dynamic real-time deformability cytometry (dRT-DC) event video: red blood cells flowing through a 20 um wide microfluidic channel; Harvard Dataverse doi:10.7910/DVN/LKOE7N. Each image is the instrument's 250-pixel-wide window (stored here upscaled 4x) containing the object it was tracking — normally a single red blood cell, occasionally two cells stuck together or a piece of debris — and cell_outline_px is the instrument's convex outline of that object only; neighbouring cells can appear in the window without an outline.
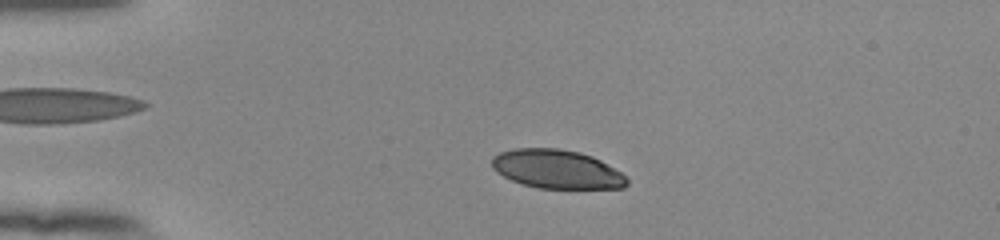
{"species": "human", "species_latin": "Homo sapiens", "temperature_condition": "room temperature", "stored_images_in_passage": 49, "camera_frame_rate_fps": 3000, "um_per_image_px": 0.085, "donor": {"sex": "female"}, "frame": {"image": 1, "passage_image": 8, "time_ms": 2.333, "image_size_px": [1000, 240], "cell_outline_px": [[628, 184], [624, 188], [540, 188], [524, 184], [512, 180], [496, 172], [492, 168], [492, 156], [500, 152], [512, 148], [556, 148], [580, 152], [592, 156], [600, 160], [620, 172], [628, 180]], "centroid_in_image_um": [47.31, 14.37], "position_along_channel_um": 37.7, "area_um2": 30.4}}
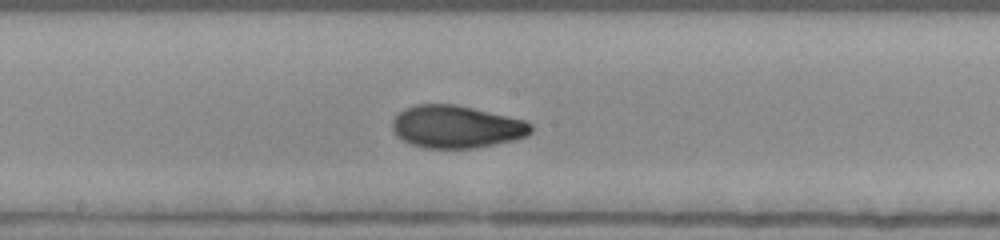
{"frame": {"image": 2, "passage_image": 25, "time_ms": 8.0, "image_size_px": [1000, 240], "cell_outline_px": [[532, 132], [528, 136], [516, 140], [476, 148], [424, 148], [412, 144], [396, 136], [392, 128], [392, 120], [404, 108], [416, 104], [456, 104], [508, 116], [524, 120], [532, 124]], "centroid_in_image_um": [38.81, 10.78], "position_along_channel_um": 209.4, "area_um2": 34.56}}
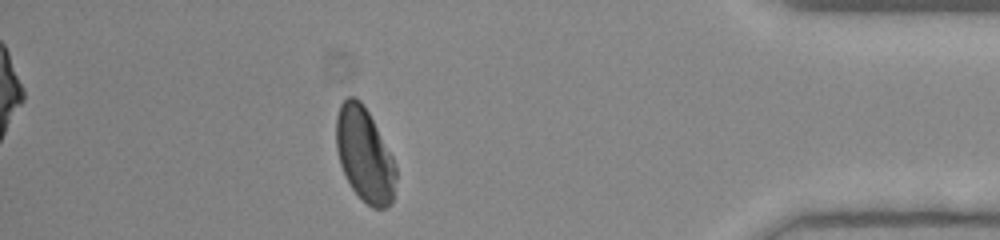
{"frame": {"image": 3, "passage_image": 43, "time_ms": 14.0, "image_size_px": [1000, 240], "cell_outline_px": [[396, 180], [392, 204], [384, 208], [372, 208], [352, 188], [340, 164], [336, 148], [336, 116], [340, 104], [348, 96], [356, 96], [360, 100], [368, 112], [392, 156], [396, 168]], "centroid_in_image_um": [30.98, 13.14], "position_along_channel_um": 404.2, "area_um2": 32.48}, "authors_computed_cell_mechanics": {"area_um2": 33.2928, "velocity_mm_per_s": 3.874, "shape_relaxation_time_tau1_ms": 5.8621, "shape_relaxation_time_tau2_ms": 1.485, "deformation_change_tau1": 0.1708, "deformation_change_tau2": 0.0605}}